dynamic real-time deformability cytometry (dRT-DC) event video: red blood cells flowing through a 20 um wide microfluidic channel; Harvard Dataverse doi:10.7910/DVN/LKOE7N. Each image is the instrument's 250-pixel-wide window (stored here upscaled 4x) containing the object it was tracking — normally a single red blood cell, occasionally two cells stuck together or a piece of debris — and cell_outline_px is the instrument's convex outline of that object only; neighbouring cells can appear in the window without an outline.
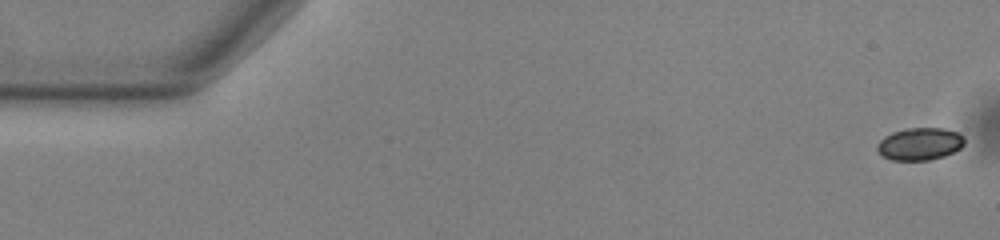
{"species": "common noctule bat (a hibernating species)", "species_latin": "Nyctalus noctula", "temperature_condition": "warm", "stored_images_in_passage": 51, "camera_frame_rate_fps": 3000, "um_per_image_px": 0.085, "animal": {"sex": "male", "body_mass_g": 13.0, "forearm_length_mm": 53.1}, "frame": {"image": 1, "passage_image": 1, "time_ms": 0.0, "image_size_px": [1000, 240], "cell_outline_px": [[964, 144], [960, 148], [944, 156], [928, 160], [892, 160], [880, 156], [876, 148], [876, 144], [884, 136], [892, 132], [908, 128], [944, 128], [956, 132], [964, 136]], "centroid_in_image_um": [78.14, 12.23], "position_along_channel_um": 6.9, "area_um2": 16.59}}
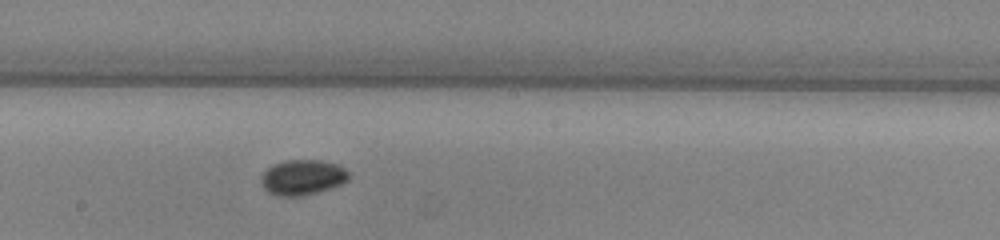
{"frame": {"image": 2, "passage_image": 29, "time_ms": 9.333, "image_size_px": [1000, 240], "cell_outline_px": [[352, 176], [348, 180], [332, 188], [304, 196], [280, 196], [268, 192], [264, 188], [260, 180], [264, 172], [272, 164], [284, 160], [320, 160], [336, 164], [352, 172]], "centroid_in_image_um": [25.75, 15.07], "position_along_channel_um": 222.4, "area_um2": 18.26}}
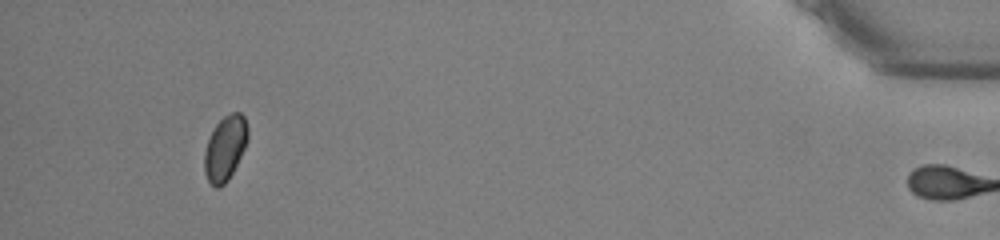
{"frame": {"image": 3, "passage_image": 50, "time_ms": 16.333, "image_size_px": [1000, 240], "cell_outline_px": [[248, 140], [228, 180], [220, 188], [216, 188], [208, 180], [204, 172], [204, 152], [208, 140], [216, 124], [224, 116], [232, 112], [240, 112], [244, 116], [248, 128]], "centroid_in_image_um": [19.13, 12.59], "position_along_channel_um": 416.1, "area_um2": 16.24}, "authors_computed_cell_mechanics": {"area_um2": 16.8776, "velocity_mm_per_s": 3.8421, "shape_relaxation_time_tau1_ms": 5.3824, "shape_relaxation_time_tau2_ms": 9.4471, "deformation_change_tau1": 0.0514, "deformation_change_tau2": 0.0536}}